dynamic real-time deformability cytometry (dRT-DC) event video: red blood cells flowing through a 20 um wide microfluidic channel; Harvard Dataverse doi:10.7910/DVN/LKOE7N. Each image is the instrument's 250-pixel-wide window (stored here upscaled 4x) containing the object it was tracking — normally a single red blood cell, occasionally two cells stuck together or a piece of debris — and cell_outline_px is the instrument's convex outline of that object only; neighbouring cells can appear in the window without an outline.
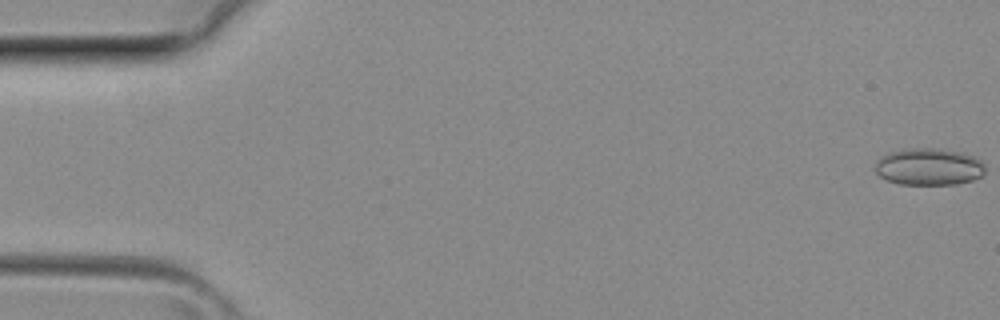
{"species": "common noctule bat (a hibernating species)", "species_latin": "Nyctalus noctula", "temperature_condition": "room temperature", "stored_images_in_passage": 39, "camera_frame_rate_fps": 3000, "um_per_image_px": 0.085, "animal": {"sex": "female", "body_mass_g": 29.2, "forearm_length_mm": 56.3}, "frame": {"image": 1, "passage_image": 1, "time_ms": 0.0, "image_size_px": [1000, 320], "cell_outline_px": [[984, 172], [980, 176], [972, 180], [956, 184], [900, 184], [888, 180], [880, 176], [876, 172], [876, 160], [892, 152], [908, 148], [940, 148], [964, 152], [976, 156], [984, 164]], "centroid_in_image_um": [78.99, 14.16], "position_along_channel_um": 6.0, "area_um2": 23.7}}
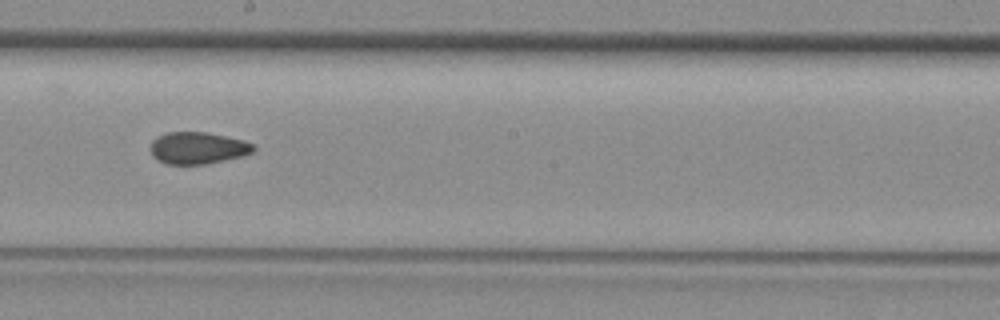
{"frame": {"image": 2, "passage_image": 22, "time_ms": 7.0, "image_size_px": [1000, 320], "cell_outline_px": [[256, 148], [252, 152], [240, 156], [224, 160], [204, 164], [168, 164], [152, 156], [148, 148], [152, 140], [156, 136], [168, 132], [204, 132], [244, 140], [252, 144]], "centroid_in_image_um": [16.75, 12.57], "position_along_channel_um": 231.4, "area_um2": 19.07}}
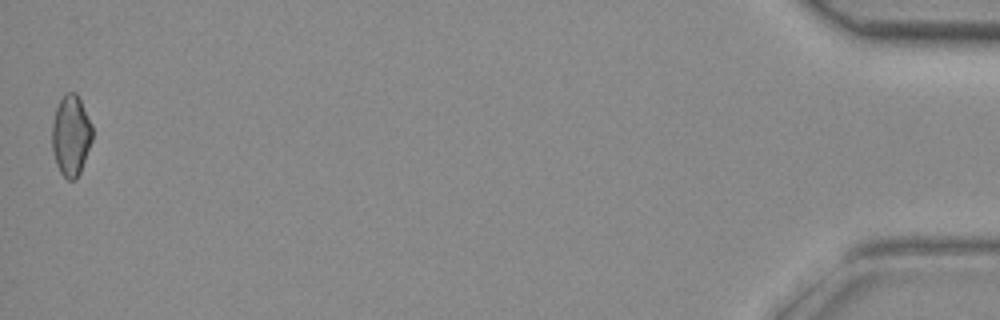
{"frame": {"image": 3, "passage_image": 39, "time_ms": 12.667, "image_size_px": [1000, 320], "cell_outline_px": [[92, 140], [80, 172], [76, 180], [68, 180], [60, 172], [56, 164], [52, 148], [52, 124], [56, 108], [60, 100], [68, 92], [76, 92], [92, 124]], "centroid_in_image_um": [6.03, 11.53], "position_along_channel_um": 429.2, "area_um2": 18.84}}